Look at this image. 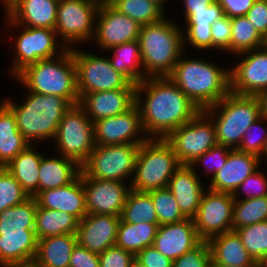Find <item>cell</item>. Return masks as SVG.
Segmentation results:
<instances>
[{
    "label": "cell",
    "mask_w": 267,
    "mask_h": 267,
    "mask_svg": "<svg viewBox=\"0 0 267 267\" xmlns=\"http://www.w3.org/2000/svg\"><path fill=\"white\" fill-rule=\"evenodd\" d=\"M143 93H146L145 100ZM135 104L147 138L166 139L200 112L169 77H148L139 82L135 90Z\"/></svg>",
    "instance_id": "6da1fadb"
},
{
    "label": "cell",
    "mask_w": 267,
    "mask_h": 267,
    "mask_svg": "<svg viewBox=\"0 0 267 267\" xmlns=\"http://www.w3.org/2000/svg\"><path fill=\"white\" fill-rule=\"evenodd\" d=\"M181 57L168 77L200 111L213 106L230 92L229 70L195 57Z\"/></svg>",
    "instance_id": "7a4b0ae2"
},
{
    "label": "cell",
    "mask_w": 267,
    "mask_h": 267,
    "mask_svg": "<svg viewBox=\"0 0 267 267\" xmlns=\"http://www.w3.org/2000/svg\"><path fill=\"white\" fill-rule=\"evenodd\" d=\"M182 28L167 18L142 25L138 37L144 79L168 77L183 55Z\"/></svg>",
    "instance_id": "3957f363"
},
{
    "label": "cell",
    "mask_w": 267,
    "mask_h": 267,
    "mask_svg": "<svg viewBox=\"0 0 267 267\" xmlns=\"http://www.w3.org/2000/svg\"><path fill=\"white\" fill-rule=\"evenodd\" d=\"M4 103L12 110L17 128L29 141L40 142L54 139L63 115L72 107L65 99L57 95H44L29 91L26 101L16 104L5 100Z\"/></svg>",
    "instance_id": "277c9868"
},
{
    "label": "cell",
    "mask_w": 267,
    "mask_h": 267,
    "mask_svg": "<svg viewBox=\"0 0 267 267\" xmlns=\"http://www.w3.org/2000/svg\"><path fill=\"white\" fill-rule=\"evenodd\" d=\"M15 79L31 92L60 96L72 106L79 103L76 66L71 48L55 58L39 60L26 67Z\"/></svg>",
    "instance_id": "5b68a950"
},
{
    "label": "cell",
    "mask_w": 267,
    "mask_h": 267,
    "mask_svg": "<svg viewBox=\"0 0 267 267\" xmlns=\"http://www.w3.org/2000/svg\"><path fill=\"white\" fill-rule=\"evenodd\" d=\"M203 111L209 117L216 116L213 123L217 143L230 149L239 147L246 129L261 117L257 96L237 95L231 92Z\"/></svg>",
    "instance_id": "8992f818"
},
{
    "label": "cell",
    "mask_w": 267,
    "mask_h": 267,
    "mask_svg": "<svg viewBox=\"0 0 267 267\" xmlns=\"http://www.w3.org/2000/svg\"><path fill=\"white\" fill-rule=\"evenodd\" d=\"M180 166L166 139L148 138L140 144L130 188L149 192L168 187L171 177Z\"/></svg>",
    "instance_id": "52a82bcc"
},
{
    "label": "cell",
    "mask_w": 267,
    "mask_h": 267,
    "mask_svg": "<svg viewBox=\"0 0 267 267\" xmlns=\"http://www.w3.org/2000/svg\"><path fill=\"white\" fill-rule=\"evenodd\" d=\"M140 145H96L81 165L82 178L125 181L134 174Z\"/></svg>",
    "instance_id": "ba28073f"
},
{
    "label": "cell",
    "mask_w": 267,
    "mask_h": 267,
    "mask_svg": "<svg viewBox=\"0 0 267 267\" xmlns=\"http://www.w3.org/2000/svg\"><path fill=\"white\" fill-rule=\"evenodd\" d=\"M60 156L75 160L80 166L96 147L94 123L77 104L62 117L55 136Z\"/></svg>",
    "instance_id": "9c48e42d"
},
{
    "label": "cell",
    "mask_w": 267,
    "mask_h": 267,
    "mask_svg": "<svg viewBox=\"0 0 267 267\" xmlns=\"http://www.w3.org/2000/svg\"><path fill=\"white\" fill-rule=\"evenodd\" d=\"M71 51L76 66L79 97L97 91L129 89L133 85L112 66L108 57L105 58L88 52L84 53L72 47Z\"/></svg>",
    "instance_id": "30bf717a"
},
{
    "label": "cell",
    "mask_w": 267,
    "mask_h": 267,
    "mask_svg": "<svg viewBox=\"0 0 267 267\" xmlns=\"http://www.w3.org/2000/svg\"><path fill=\"white\" fill-rule=\"evenodd\" d=\"M166 140L171 144L180 164L191 165L218 144L213 117L201 110L189 122L175 129Z\"/></svg>",
    "instance_id": "8fae6325"
},
{
    "label": "cell",
    "mask_w": 267,
    "mask_h": 267,
    "mask_svg": "<svg viewBox=\"0 0 267 267\" xmlns=\"http://www.w3.org/2000/svg\"><path fill=\"white\" fill-rule=\"evenodd\" d=\"M101 0H59L57 20L54 30L61 38L63 45L92 40L95 34V23Z\"/></svg>",
    "instance_id": "7c38bea8"
},
{
    "label": "cell",
    "mask_w": 267,
    "mask_h": 267,
    "mask_svg": "<svg viewBox=\"0 0 267 267\" xmlns=\"http://www.w3.org/2000/svg\"><path fill=\"white\" fill-rule=\"evenodd\" d=\"M22 27L24 29L15 41L14 53L16 54L10 71L13 76L16 77L26 67L39 60L57 57L67 50L64 45L60 46L56 43L58 37L54 29Z\"/></svg>",
    "instance_id": "4fadbf2b"
},
{
    "label": "cell",
    "mask_w": 267,
    "mask_h": 267,
    "mask_svg": "<svg viewBox=\"0 0 267 267\" xmlns=\"http://www.w3.org/2000/svg\"><path fill=\"white\" fill-rule=\"evenodd\" d=\"M233 194L204 191L195 217L198 236L208 241L211 237L232 231Z\"/></svg>",
    "instance_id": "5bb4252c"
},
{
    "label": "cell",
    "mask_w": 267,
    "mask_h": 267,
    "mask_svg": "<svg viewBox=\"0 0 267 267\" xmlns=\"http://www.w3.org/2000/svg\"><path fill=\"white\" fill-rule=\"evenodd\" d=\"M94 136L96 145H140L148 139L144 134L136 104L116 116L95 121Z\"/></svg>",
    "instance_id": "9a60e30c"
},
{
    "label": "cell",
    "mask_w": 267,
    "mask_h": 267,
    "mask_svg": "<svg viewBox=\"0 0 267 267\" xmlns=\"http://www.w3.org/2000/svg\"><path fill=\"white\" fill-rule=\"evenodd\" d=\"M141 25L120 13L109 2H101L95 23L94 38L101 50L138 40Z\"/></svg>",
    "instance_id": "2e32d148"
},
{
    "label": "cell",
    "mask_w": 267,
    "mask_h": 267,
    "mask_svg": "<svg viewBox=\"0 0 267 267\" xmlns=\"http://www.w3.org/2000/svg\"><path fill=\"white\" fill-rule=\"evenodd\" d=\"M241 54L244 58L229 70L230 92L258 96L267 89V52L258 48Z\"/></svg>",
    "instance_id": "e0dca14e"
},
{
    "label": "cell",
    "mask_w": 267,
    "mask_h": 267,
    "mask_svg": "<svg viewBox=\"0 0 267 267\" xmlns=\"http://www.w3.org/2000/svg\"><path fill=\"white\" fill-rule=\"evenodd\" d=\"M87 214L121 216L130 185L115 180L82 178Z\"/></svg>",
    "instance_id": "ac0fdd59"
},
{
    "label": "cell",
    "mask_w": 267,
    "mask_h": 267,
    "mask_svg": "<svg viewBox=\"0 0 267 267\" xmlns=\"http://www.w3.org/2000/svg\"><path fill=\"white\" fill-rule=\"evenodd\" d=\"M8 25L54 29L59 0H2Z\"/></svg>",
    "instance_id": "d6986e66"
},
{
    "label": "cell",
    "mask_w": 267,
    "mask_h": 267,
    "mask_svg": "<svg viewBox=\"0 0 267 267\" xmlns=\"http://www.w3.org/2000/svg\"><path fill=\"white\" fill-rule=\"evenodd\" d=\"M120 216L87 214L79 221L77 243L89 251L100 254L115 246Z\"/></svg>",
    "instance_id": "ffe728a7"
},
{
    "label": "cell",
    "mask_w": 267,
    "mask_h": 267,
    "mask_svg": "<svg viewBox=\"0 0 267 267\" xmlns=\"http://www.w3.org/2000/svg\"><path fill=\"white\" fill-rule=\"evenodd\" d=\"M136 84L129 89H115L83 94L78 105L94 123L113 117L130 109L135 104Z\"/></svg>",
    "instance_id": "44dd1931"
},
{
    "label": "cell",
    "mask_w": 267,
    "mask_h": 267,
    "mask_svg": "<svg viewBox=\"0 0 267 267\" xmlns=\"http://www.w3.org/2000/svg\"><path fill=\"white\" fill-rule=\"evenodd\" d=\"M201 241L193 219L186 218L180 222L159 225L153 246L174 261Z\"/></svg>",
    "instance_id": "7402d4cb"
},
{
    "label": "cell",
    "mask_w": 267,
    "mask_h": 267,
    "mask_svg": "<svg viewBox=\"0 0 267 267\" xmlns=\"http://www.w3.org/2000/svg\"><path fill=\"white\" fill-rule=\"evenodd\" d=\"M258 168V156L231 149L225 165L211 177L208 189L234 194L243 181Z\"/></svg>",
    "instance_id": "603a6c76"
},
{
    "label": "cell",
    "mask_w": 267,
    "mask_h": 267,
    "mask_svg": "<svg viewBox=\"0 0 267 267\" xmlns=\"http://www.w3.org/2000/svg\"><path fill=\"white\" fill-rule=\"evenodd\" d=\"M34 198L38 206L50 210L64 211L74 215L79 221L87 215L81 173L70 184L39 192Z\"/></svg>",
    "instance_id": "cb8c5ba5"
},
{
    "label": "cell",
    "mask_w": 267,
    "mask_h": 267,
    "mask_svg": "<svg viewBox=\"0 0 267 267\" xmlns=\"http://www.w3.org/2000/svg\"><path fill=\"white\" fill-rule=\"evenodd\" d=\"M168 188L182 214L193 219L205 191L196 170L191 165H181L171 177Z\"/></svg>",
    "instance_id": "d4e9b609"
},
{
    "label": "cell",
    "mask_w": 267,
    "mask_h": 267,
    "mask_svg": "<svg viewBox=\"0 0 267 267\" xmlns=\"http://www.w3.org/2000/svg\"><path fill=\"white\" fill-rule=\"evenodd\" d=\"M38 239L34 229L0 232V267H19L34 261Z\"/></svg>",
    "instance_id": "484cf974"
},
{
    "label": "cell",
    "mask_w": 267,
    "mask_h": 267,
    "mask_svg": "<svg viewBox=\"0 0 267 267\" xmlns=\"http://www.w3.org/2000/svg\"><path fill=\"white\" fill-rule=\"evenodd\" d=\"M211 251V264L232 267H259L242 244L236 231L215 235L208 240Z\"/></svg>",
    "instance_id": "4316f807"
},
{
    "label": "cell",
    "mask_w": 267,
    "mask_h": 267,
    "mask_svg": "<svg viewBox=\"0 0 267 267\" xmlns=\"http://www.w3.org/2000/svg\"><path fill=\"white\" fill-rule=\"evenodd\" d=\"M224 16L223 9L217 1L213 2L206 10L184 11L187 33L183 36L184 43L191 44L197 49H213L211 25ZM188 40V41H187ZM187 41V42H186Z\"/></svg>",
    "instance_id": "83f0119b"
},
{
    "label": "cell",
    "mask_w": 267,
    "mask_h": 267,
    "mask_svg": "<svg viewBox=\"0 0 267 267\" xmlns=\"http://www.w3.org/2000/svg\"><path fill=\"white\" fill-rule=\"evenodd\" d=\"M42 157L39 166V192L66 186L73 182L81 172V166L73 159Z\"/></svg>",
    "instance_id": "f1b7e54d"
},
{
    "label": "cell",
    "mask_w": 267,
    "mask_h": 267,
    "mask_svg": "<svg viewBox=\"0 0 267 267\" xmlns=\"http://www.w3.org/2000/svg\"><path fill=\"white\" fill-rule=\"evenodd\" d=\"M76 244V234L55 235L40 239L33 263L39 267H69L70 256Z\"/></svg>",
    "instance_id": "f546056e"
},
{
    "label": "cell",
    "mask_w": 267,
    "mask_h": 267,
    "mask_svg": "<svg viewBox=\"0 0 267 267\" xmlns=\"http://www.w3.org/2000/svg\"><path fill=\"white\" fill-rule=\"evenodd\" d=\"M42 154L34 149L33 144H30L4 167L29 197H35L39 193V166L44 156Z\"/></svg>",
    "instance_id": "4dcf8cb0"
},
{
    "label": "cell",
    "mask_w": 267,
    "mask_h": 267,
    "mask_svg": "<svg viewBox=\"0 0 267 267\" xmlns=\"http://www.w3.org/2000/svg\"><path fill=\"white\" fill-rule=\"evenodd\" d=\"M30 145L17 128L12 110L0 104V167H5L14 157Z\"/></svg>",
    "instance_id": "1f68e13d"
},
{
    "label": "cell",
    "mask_w": 267,
    "mask_h": 267,
    "mask_svg": "<svg viewBox=\"0 0 267 267\" xmlns=\"http://www.w3.org/2000/svg\"><path fill=\"white\" fill-rule=\"evenodd\" d=\"M79 220L64 211L50 210L37 205L35 233L38 240L63 234H76Z\"/></svg>",
    "instance_id": "d6a6232c"
},
{
    "label": "cell",
    "mask_w": 267,
    "mask_h": 267,
    "mask_svg": "<svg viewBox=\"0 0 267 267\" xmlns=\"http://www.w3.org/2000/svg\"><path fill=\"white\" fill-rule=\"evenodd\" d=\"M158 226V223L132 224L120 219L115 245L135 256L144 248L153 246Z\"/></svg>",
    "instance_id": "836d02e7"
},
{
    "label": "cell",
    "mask_w": 267,
    "mask_h": 267,
    "mask_svg": "<svg viewBox=\"0 0 267 267\" xmlns=\"http://www.w3.org/2000/svg\"><path fill=\"white\" fill-rule=\"evenodd\" d=\"M108 50L114 52L112 58H109L112 66L131 83L137 85L144 80V71L140 68L142 60L138 40L112 46Z\"/></svg>",
    "instance_id": "e575fe53"
},
{
    "label": "cell",
    "mask_w": 267,
    "mask_h": 267,
    "mask_svg": "<svg viewBox=\"0 0 267 267\" xmlns=\"http://www.w3.org/2000/svg\"><path fill=\"white\" fill-rule=\"evenodd\" d=\"M108 2L141 26L160 22L166 17L165 7L155 0H109Z\"/></svg>",
    "instance_id": "d590c367"
},
{
    "label": "cell",
    "mask_w": 267,
    "mask_h": 267,
    "mask_svg": "<svg viewBox=\"0 0 267 267\" xmlns=\"http://www.w3.org/2000/svg\"><path fill=\"white\" fill-rule=\"evenodd\" d=\"M37 202L30 197L25 202L0 212V232H24L35 228Z\"/></svg>",
    "instance_id": "8d00e7d4"
},
{
    "label": "cell",
    "mask_w": 267,
    "mask_h": 267,
    "mask_svg": "<svg viewBox=\"0 0 267 267\" xmlns=\"http://www.w3.org/2000/svg\"><path fill=\"white\" fill-rule=\"evenodd\" d=\"M120 219L132 224L141 222L158 223L150 193L130 189Z\"/></svg>",
    "instance_id": "74e56055"
},
{
    "label": "cell",
    "mask_w": 267,
    "mask_h": 267,
    "mask_svg": "<svg viewBox=\"0 0 267 267\" xmlns=\"http://www.w3.org/2000/svg\"><path fill=\"white\" fill-rule=\"evenodd\" d=\"M262 36L246 16L231 18L230 52L241 53L261 48Z\"/></svg>",
    "instance_id": "f35d334b"
},
{
    "label": "cell",
    "mask_w": 267,
    "mask_h": 267,
    "mask_svg": "<svg viewBox=\"0 0 267 267\" xmlns=\"http://www.w3.org/2000/svg\"><path fill=\"white\" fill-rule=\"evenodd\" d=\"M267 221V195L252 199L234 200L232 230Z\"/></svg>",
    "instance_id": "ab89813d"
},
{
    "label": "cell",
    "mask_w": 267,
    "mask_h": 267,
    "mask_svg": "<svg viewBox=\"0 0 267 267\" xmlns=\"http://www.w3.org/2000/svg\"><path fill=\"white\" fill-rule=\"evenodd\" d=\"M157 215L159 225L183 221L179 205L168 187L149 191Z\"/></svg>",
    "instance_id": "60d3db41"
},
{
    "label": "cell",
    "mask_w": 267,
    "mask_h": 267,
    "mask_svg": "<svg viewBox=\"0 0 267 267\" xmlns=\"http://www.w3.org/2000/svg\"><path fill=\"white\" fill-rule=\"evenodd\" d=\"M242 244L259 263L267 255V221L255 223L235 230Z\"/></svg>",
    "instance_id": "b9f144b4"
},
{
    "label": "cell",
    "mask_w": 267,
    "mask_h": 267,
    "mask_svg": "<svg viewBox=\"0 0 267 267\" xmlns=\"http://www.w3.org/2000/svg\"><path fill=\"white\" fill-rule=\"evenodd\" d=\"M29 198L13 175L4 167H0V212Z\"/></svg>",
    "instance_id": "7bdbcfd3"
},
{
    "label": "cell",
    "mask_w": 267,
    "mask_h": 267,
    "mask_svg": "<svg viewBox=\"0 0 267 267\" xmlns=\"http://www.w3.org/2000/svg\"><path fill=\"white\" fill-rule=\"evenodd\" d=\"M266 120V121H265ZM267 122V119L261 116L257 121L252 123L245 131L242 141L237 148V150L245 153L254 154L259 157L264 148L265 142L267 140V131L260 124L261 122ZM260 125V126H259ZM258 127V128H257ZM261 128V129H259ZM260 130L261 135H258V130ZM257 134H256V133Z\"/></svg>",
    "instance_id": "ee69618b"
},
{
    "label": "cell",
    "mask_w": 267,
    "mask_h": 267,
    "mask_svg": "<svg viewBox=\"0 0 267 267\" xmlns=\"http://www.w3.org/2000/svg\"><path fill=\"white\" fill-rule=\"evenodd\" d=\"M211 264L209 243L202 240L196 247L173 261L172 267H208Z\"/></svg>",
    "instance_id": "f6af8a7d"
},
{
    "label": "cell",
    "mask_w": 267,
    "mask_h": 267,
    "mask_svg": "<svg viewBox=\"0 0 267 267\" xmlns=\"http://www.w3.org/2000/svg\"><path fill=\"white\" fill-rule=\"evenodd\" d=\"M230 150L227 146L217 144L193 161L191 166L196 169L198 164H203L206 168L205 171L208 169V172H212L213 177L225 165Z\"/></svg>",
    "instance_id": "bcb514c9"
},
{
    "label": "cell",
    "mask_w": 267,
    "mask_h": 267,
    "mask_svg": "<svg viewBox=\"0 0 267 267\" xmlns=\"http://www.w3.org/2000/svg\"><path fill=\"white\" fill-rule=\"evenodd\" d=\"M263 172L258 169L247 177L243 183L237 188V191L233 194L234 200H238L239 190L242 194L245 193V198L252 199L263 197L267 195V178Z\"/></svg>",
    "instance_id": "7dc6e473"
},
{
    "label": "cell",
    "mask_w": 267,
    "mask_h": 267,
    "mask_svg": "<svg viewBox=\"0 0 267 267\" xmlns=\"http://www.w3.org/2000/svg\"><path fill=\"white\" fill-rule=\"evenodd\" d=\"M213 48L230 52L231 18L224 15L211 25Z\"/></svg>",
    "instance_id": "c3c4849f"
},
{
    "label": "cell",
    "mask_w": 267,
    "mask_h": 267,
    "mask_svg": "<svg viewBox=\"0 0 267 267\" xmlns=\"http://www.w3.org/2000/svg\"><path fill=\"white\" fill-rule=\"evenodd\" d=\"M134 258L133 254L116 245L99 254L100 267H129Z\"/></svg>",
    "instance_id": "681fc988"
},
{
    "label": "cell",
    "mask_w": 267,
    "mask_h": 267,
    "mask_svg": "<svg viewBox=\"0 0 267 267\" xmlns=\"http://www.w3.org/2000/svg\"><path fill=\"white\" fill-rule=\"evenodd\" d=\"M142 265L146 267H172L173 261L161 252H159L154 246H149L141 250L135 255Z\"/></svg>",
    "instance_id": "f907efd6"
},
{
    "label": "cell",
    "mask_w": 267,
    "mask_h": 267,
    "mask_svg": "<svg viewBox=\"0 0 267 267\" xmlns=\"http://www.w3.org/2000/svg\"><path fill=\"white\" fill-rule=\"evenodd\" d=\"M245 16L263 36L267 31V0H256Z\"/></svg>",
    "instance_id": "816d5d0a"
},
{
    "label": "cell",
    "mask_w": 267,
    "mask_h": 267,
    "mask_svg": "<svg viewBox=\"0 0 267 267\" xmlns=\"http://www.w3.org/2000/svg\"><path fill=\"white\" fill-rule=\"evenodd\" d=\"M69 267H100L99 255L77 243L70 256Z\"/></svg>",
    "instance_id": "f5cc1de1"
},
{
    "label": "cell",
    "mask_w": 267,
    "mask_h": 267,
    "mask_svg": "<svg viewBox=\"0 0 267 267\" xmlns=\"http://www.w3.org/2000/svg\"><path fill=\"white\" fill-rule=\"evenodd\" d=\"M229 18L245 16L256 0H216Z\"/></svg>",
    "instance_id": "db71d44e"
},
{
    "label": "cell",
    "mask_w": 267,
    "mask_h": 267,
    "mask_svg": "<svg viewBox=\"0 0 267 267\" xmlns=\"http://www.w3.org/2000/svg\"><path fill=\"white\" fill-rule=\"evenodd\" d=\"M216 0H183L184 11H201L206 10Z\"/></svg>",
    "instance_id": "11a10c76"
},
{
    "label": "cell",
    "mask_w": 267,
    "mask_h": 267,
    "mask_svg": "<svg viewBox=\"0 0 267 267\" xmlns=\"http://www.w3.org/2000/svg\"><path fill=\"white\" fill-rule=\"evenodd\" d=\"M257 98L260 102L261 107V116L265 117L267 119V89L262 91Z\"/></svg>",
    "instance_id": "9f6ffc18"
},
{
    "label": "cell",
    "mask_w": 267,
    "mask_h": 267,
    "mask_svg": "<svg viewBox=\"0 0 267 267\" xmlns=\"http://www.w3.org/2000/svg\"><path fill=\"white\" fill-rule=\"evenodd\" d=\"M261 48L267 52V31L266 33L262 36V44Z\"/></svg>",
    "instance_id": "6f0895ef"
},
{
    "label": "cell",
    "mask_w": 267,
    "mask_h": 267,
    "mask_svg": "<svg viewBox=\"0 0 267 267\" xmlns=\"http://www.w3.org/2000/svg\"><path fill=\"white\" fill-rule=\"evenodd\" d=\"M262 156H266L267 157V140L265 142V145H264V148L262 150V153L259 155V165H260L261 160L263 159Z\"/></svg>",
    "instance_id": "680465c9"
},
{
    "label": "cell",
    "mask_w": 267,
    "mask_h": 267,
    "mask_svg": "<svg viewBox=\"0 0 267 267\" xmlns=\"http://www.w3.org/2000/svg\"><path fill=\"white\" fill-rule=\"evenodd\" d=\"M129 267H146V266L142 265L137 259L134 258Z\"/></svg>",
    "instance_id": "91938a15"
},
{
    "label": "cell",
    "mask_w": 267,
    "mask_h": 267,
    "mask_svg": "<svg viewBox=\"0 0 267 267\" xmlns=\"http://www.w3.org/2000/svg\"><path fill=\"white\" fill-rule=\"evenodd\" d=\"M259 267H267V255L259 262Z\"/></svg>",
    "instance_id": "94428289"
},
{
    "label": "cell",
    "mask_w": 267,
    "mask_h": 267,
    "mask_svg": "<svg viewBox=\"0 0 267 267\" xmlns=\"http://www.w3.org/2000/svg\"><path fill=\"white\" fill-rule=\"evenodd\" d=\"M19 267H39V266H37L35 263L31 262L29 264L22 265V266H19Z\"/></svg>",
    "instance_id": "6125c7cd"
},
{
    "label": "cell",
    "mask_w": 267,
    "mask_h": 267,
    "mask_svg": "<svg viewBox=\"0 0 267 267\" xmlns=\"http://www.w3.org/2000/svg\"><path fill=\"white\" fill-rule=\"evenodd\" d=\"M212 265H213V267H230V266H225V265H222V264H212Z\"/></svg>",
    "instance_id": "be15d7a7"
},
{
    "label": "cell",
    "mask_w": 267,
    "mask_h": 267,
    "mask_svg": "<svg viewBox=\"0 0 267 267\" xmlns=\"http://www.w3.org/2000/svg\"><path fill=\"white\" fill-rule=\"evenodd\" d=\"M158 3H160L164 7V3H166L167 0H155Z\"/></svg>",
    "instance_id": "e7e4bbea"
}]
</instances>
